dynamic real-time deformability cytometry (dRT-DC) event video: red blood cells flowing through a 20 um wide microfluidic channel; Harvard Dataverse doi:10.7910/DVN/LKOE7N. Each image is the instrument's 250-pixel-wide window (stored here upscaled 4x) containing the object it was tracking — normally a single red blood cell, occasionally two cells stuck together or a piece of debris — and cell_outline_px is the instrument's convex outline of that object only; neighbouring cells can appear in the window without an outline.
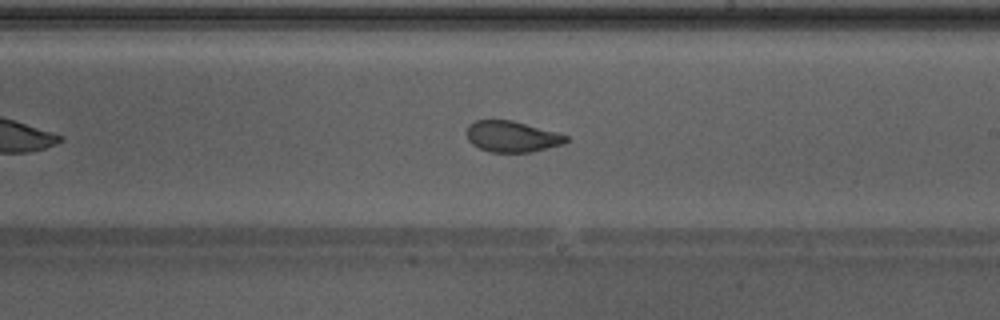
{"species": "Egyptian fruit bat (a non-hibernating species)", "species_latin": "Rousettus aegyptiacus", "temperature_condition": "warm", "stored_images_in_passage": 32, "camera_frame_rate_fps": 3000, "um_per_image_px": 0.085, "animal": {"sex": "male"}, "frame": {"image": 1, "passage_image": 19, "time_ms": 6.0, "image_size_px": [1000, 320], "cell_outline_px": [[568, 140], [564, 144], [532, 152], [488, 152], [472, 144], [468, 140], [468, 124], [476, 120], [512, 120], [556, 132], [568, 136]], "centroid_in_image_um": [43.52, 11.61], "position_along_channel_um": 245.5, "area_um2": 17.92}}